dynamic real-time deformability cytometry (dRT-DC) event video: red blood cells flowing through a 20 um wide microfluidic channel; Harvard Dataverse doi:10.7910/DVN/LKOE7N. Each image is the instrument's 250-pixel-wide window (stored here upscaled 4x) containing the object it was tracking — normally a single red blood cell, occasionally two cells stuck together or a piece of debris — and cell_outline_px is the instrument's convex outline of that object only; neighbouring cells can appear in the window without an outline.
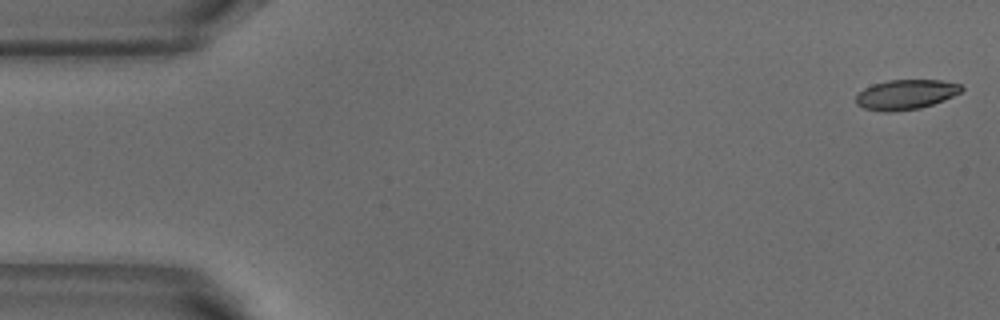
{"species": "common noctule bat (a hibernating species)", "species_latin": "Nyctalus noctula", "temperature_condition": "warm", "stored_images_in_passage": 5, "camera_frame_rate_fps": 3000, "um_per_image_px": 0.085, "animal": {"sex": "male", "body_mass_g": 18.8}, "frame": {"image": 1, "passage_image": 1, "time_ms": 0.0, "image_size_px": [1000, 320], "cell_outline_px": [[964, 88], [960, 92], [944, 100], [920, 108], [892, 112], [880, 112], [864, 108], [856, 104], [856, 96], [864, 88], [872, 84], [888, 80], [940, 80], [960, 84]], "centroid_in_image_um": [76.97, 8.04], "position_along_channel_um": 8.0, "area_um2": 18.38}}
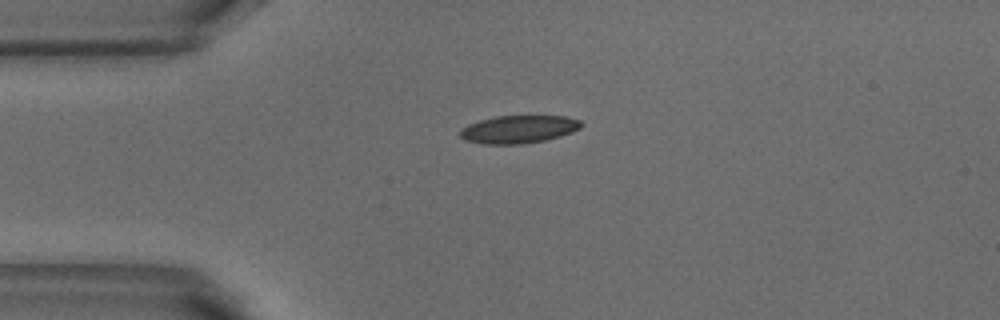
{"frame": {"image": 2, "passage_image": 4, "time_ms": 1.0, "image_size_px": [1000, 320], "cell_outline_px": [[584, 124], [580, 128], [572, 132], [560, 136], [544, 140], [524, 144], [484, 144], [464, 140], [460, 136], [460, 132], [468, 124], [480, 120], [496, 116], [568, 116], [580, 120]], "centroid_in_image_um": [44.11, 10.99], "position_along_channel_um": 40.9, "area_um2": 19.65}}